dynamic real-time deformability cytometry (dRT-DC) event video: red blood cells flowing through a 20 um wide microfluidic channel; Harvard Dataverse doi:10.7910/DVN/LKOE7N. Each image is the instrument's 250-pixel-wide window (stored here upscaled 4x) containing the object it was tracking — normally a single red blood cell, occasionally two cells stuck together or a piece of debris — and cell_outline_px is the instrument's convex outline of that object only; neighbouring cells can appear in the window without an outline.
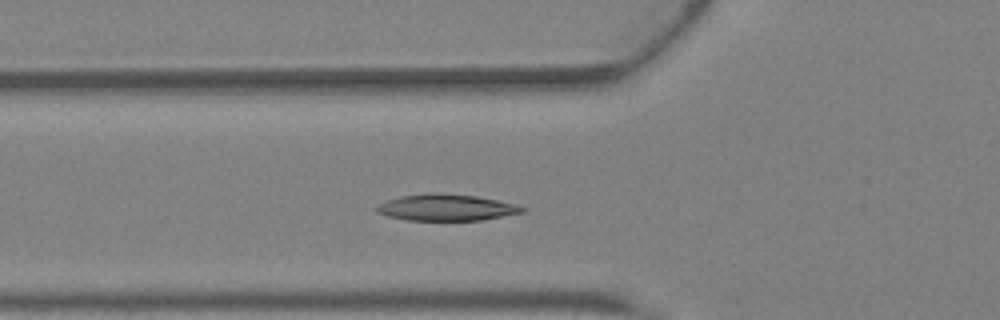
{"species": "Egyptian fruit bat (a non-hibernating species)", "species_latin": "Rousettus aegyptiacus", "temperature_condition": "warm", "stored_images_in_passage": 28, "camera_frame_rate_fps": 3000, "um_per_image_px": 0.085, "animal": {"sex": "female"}, "frame": {"image": 1, "passage_image": 6, "time_ms": 1.667, "image_size_px": [1000, 320], "cell_outline_px": [[524, 212], [480, 220], [404, 220], [388, 216], [376, 212], [376, 208], [380, 204], [388, 200], [400, 196], [428, 192], [440, 192], [476, 196], [516, 204], [524, 208]], "centroid_in_image_um": [37.9, 17.63], "position_along_channel_um": 87.9, "area_um2": 22.37}}
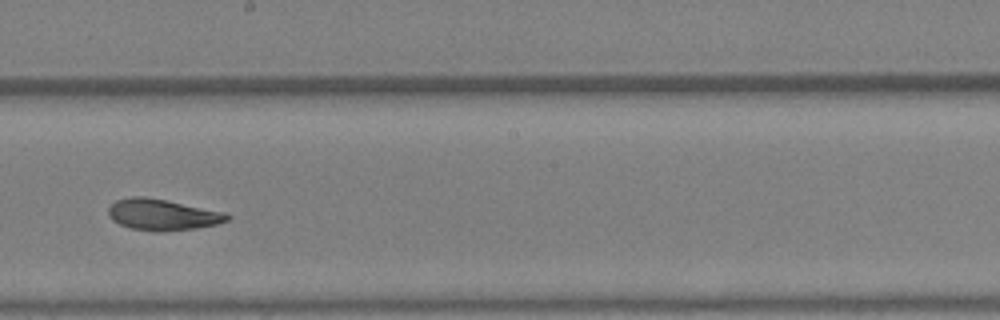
{"frame": {"image": 2, "passage_image": 15, "time_ms": 4.667, "image_size_px": [1000, 320], "cell_outline_px": [[232, 216], [228, 220], [216, 224], [196, 228], [160, 232], [152, 232], [128, 228], [112, 220], [108, 216], [108, 208], [116, 200], [132, 196], [144, 196], [168, 200], [228, 212]], "centroid_in_image_um": [13.82, 18.25], "position_along_channel_um": 234.4, "area_um2": 22.02}}
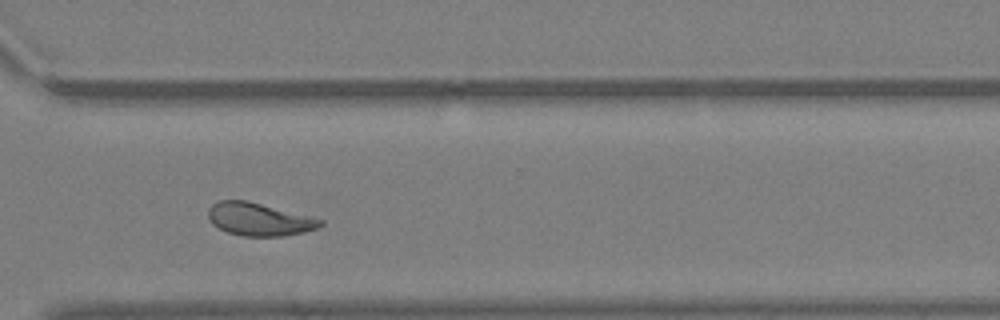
{"frame": {"image": 3, "passage_image": 22, "time_ms": 7.0, "image_size_px": [1000, 320], "cell_outline_px": [[324, 224], [316, 228], [304, 232], [284, 236], [244, 236], [228, 232], [212, 224], [208, 216], [208, 208], [212, 204], [220, 200], [248, 200], [312, 216], [324, 220]], "centroid_in_image_um": [22.05, 18.63], "position_along_channel_um": 348.6, "area_um2": 21.62}, "authors_computed_cell_mechanics": {"area_um2": 21.8195, "velocity_mm_per_s": 4.8863, "shape_relaxation_time_tau1_ms": 4.2782, "shape_relaxation_time_tau2_ms": 2.123, "deformation_change_tau1": 0.1594, "deformation_change_tau2": 0.0596}}